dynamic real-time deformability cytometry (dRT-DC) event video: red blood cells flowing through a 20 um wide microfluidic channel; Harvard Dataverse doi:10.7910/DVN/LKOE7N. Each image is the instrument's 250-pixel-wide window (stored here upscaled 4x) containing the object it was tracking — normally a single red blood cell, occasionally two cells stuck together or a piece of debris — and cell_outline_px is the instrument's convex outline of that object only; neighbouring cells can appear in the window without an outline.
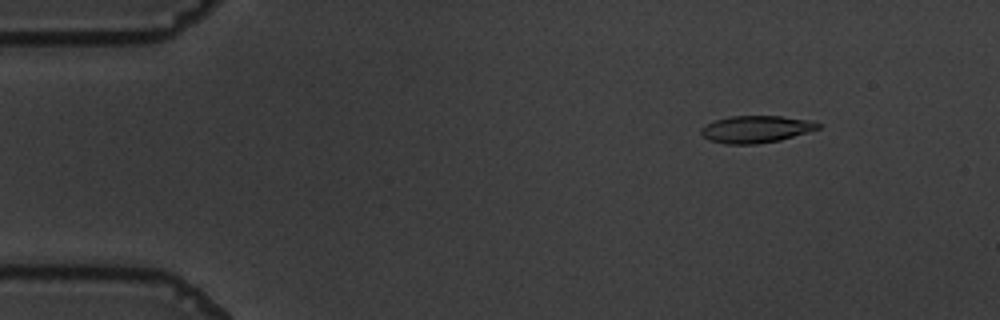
{"species": "common noctule bat (a hibernating species)", "species_latin": "Nyctalus noctula", "temperature_condition": "warm", "stored_images_in_passage": 56, "camera_frame_rate_fps": 3000, "um_per_image_px": 0.085, "animal": {"sex": "male", "body_mass_g": 19.5, "forearm_length_mm": 54.6}, "frame": {"image": 1, "passage_image": 7, "time_ms": 2.0, "image_size_px": [1000, 320], "cell_outline_px": [[820, 128], [780, 140], [756, 144], [724, 144], [708, 140], [700, 132], [700, 128], [716, 120], [728, 116], [780, 116], [812, 120], [820, 124]], "centroid_in_image_um": [64.25, 10.98], "position_along_channel_um": 20.8, "area_um2": 18.44}}
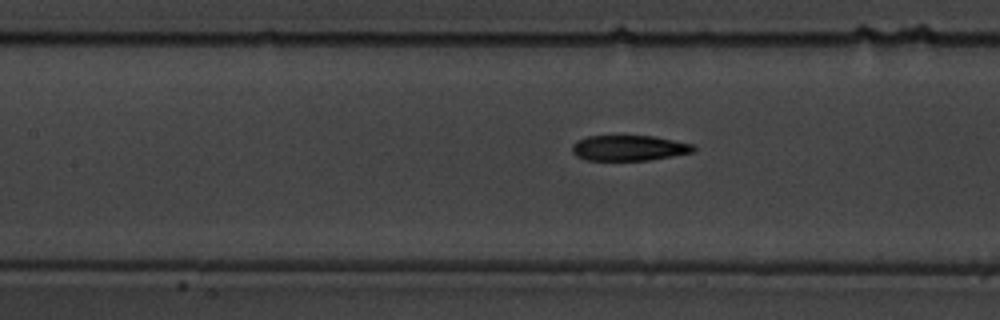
{"frame": {"image": 2, "passage_image": 25, "time_ms": 8.0, "image_size_px": [1000, 320], "cell_outline_px": [[696, 148], [692, 152], [672, 156], [648, 160], [588, 160], [576, 156], [572, 152], [572, 144], [576, 140], [588, 136], [652, 136], [692, 144]], "centroid_in_image_um": [53.42, 12.58], "position_along_channel_um": 154.0, "area_um2": 17.86}}
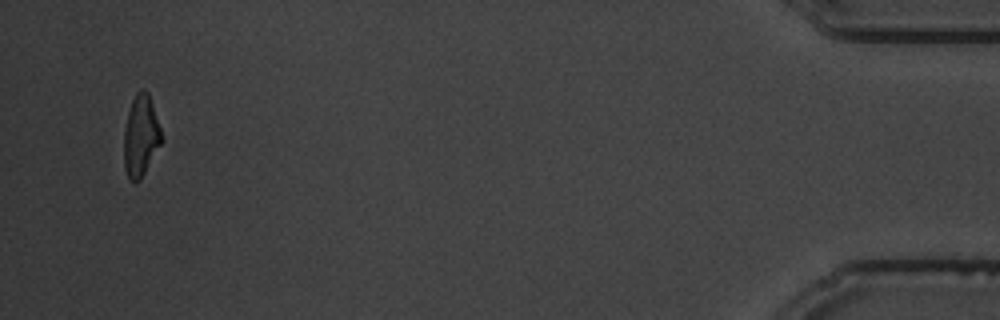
{"frame": {"image": 3, "passage_image": 54, "time_ms": 17.667, "image_size_px": [1000, 320], "cell_outline_px": [[164, 140], [140, 180], [132, 180], [128, 176], [124, 168], [124, 128], [128, 112], [132, 100], [136, 92], [140, 88], [144, 88], [148, 92], [164, 136]], "centroid_in_image_um": [11.99, 11.51], "position_along_channel_um": 423.2, "area_um2": 18.03}, "authors_computed_cell_mechanics": {"area_um2": 18.7272, "velocity_mm_per_s": 3.6377, "shape_relaxation_time_tau1_ms": 5.3007, "shape_relaxation_time_tau2_ms": 1.1234, "deformation_change_tau1": 0.2114, "deformation_change_tau2": 0.0795}}